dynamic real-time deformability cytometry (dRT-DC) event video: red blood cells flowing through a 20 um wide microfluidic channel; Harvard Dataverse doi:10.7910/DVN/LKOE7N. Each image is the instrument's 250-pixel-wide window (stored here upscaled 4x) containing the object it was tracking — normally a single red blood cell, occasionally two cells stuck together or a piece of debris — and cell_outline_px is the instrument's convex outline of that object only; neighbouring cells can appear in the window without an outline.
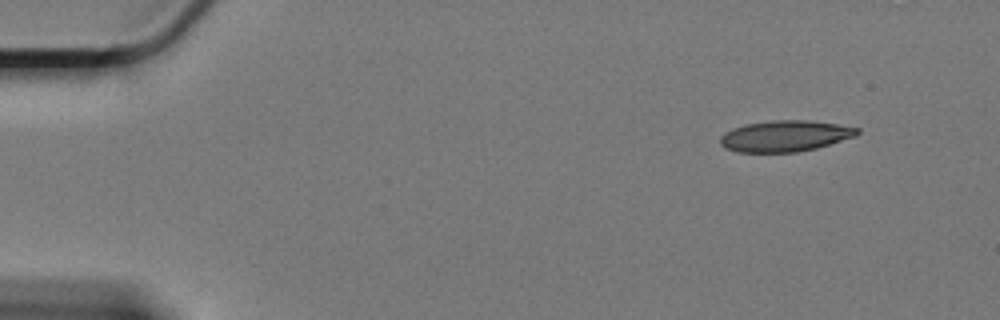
{"species": "Egyptian fruit bat (a non-hibernating species)", "species_latin": "Rousettus aegyptiacus", "temperature_condition": "cold", "stored_images_in_passage": 55, "camera_frame_rate_fps": 3000, "um_per_image_px": 0.085, "animal": {"sex": "female"}, "frame": {"image": 1, "passage_image": 1, "time_ms": 0.0, "image_size_px": [1000, 320], "cell_outline_px": [[860, 132], [856, 136], [816, 148], [796, 152], [736, 152], [724, 148], [720, 144], [720, 136], [724, 132], [732, 128], [748, 124], [772, 120], [808, 120], [836, 124], [860, 128]], "centroid_in_image_um": [66.71, 11.56], "position_along_channel_um": 18.3, "area_um2": 24.85}}
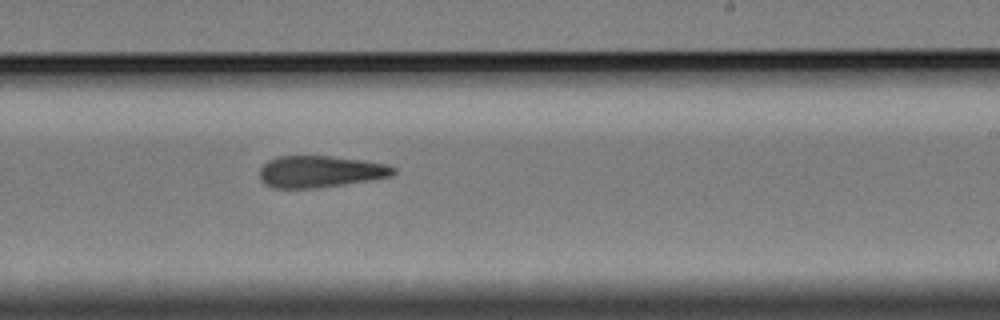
{"frame": {"image": 2, "passage_image": 32, "time_ms": 10.333, "image_size_px": [1000, 320], "cell_outline_px": [[396, 172], [392, 176], [372, 180], [316, 188], [276, 188], [264, 184], [260, 180], [260, 168], [268, 160], [276, 156], [332, 156], [388, 164], [396, 168]], "centroid_in_image_um": [27.22, 14.58], "position_along_channel_um": 261.8, "area_um2": 24.85}}
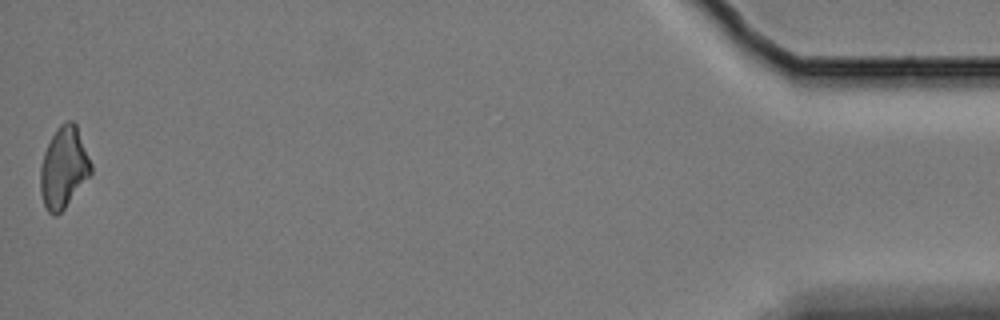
{"frame": {"image": 3, "passage_image": 55, "time_ms": 18.0, "image_size_px": [1000, 320], "cell_outline_px": [[92, 172], [64, 208], [56, 216], [52, 216], [48, 212], [44, 204], [40, 192], [40, 164], [44, 152], [56, 128], [60, 124], [68, 120], [72, 120], [76, 124], [92, 164]], "centroid_in_image_um": [5.4, 14.23], "position_along_channel_um": 429.8, "area_um2": 23.81}, "authors_computed_cell_mechanics": {"area_um2": 24.9696, "velocity_mm_per_s": 3.3221, "shape_relaxation_time_tau1_ms": null, "shape_relaxation_time_tau2_ms": 4.2527, "deformation_change_tau1": null, "deformation_change_tau2": 0.1205}}